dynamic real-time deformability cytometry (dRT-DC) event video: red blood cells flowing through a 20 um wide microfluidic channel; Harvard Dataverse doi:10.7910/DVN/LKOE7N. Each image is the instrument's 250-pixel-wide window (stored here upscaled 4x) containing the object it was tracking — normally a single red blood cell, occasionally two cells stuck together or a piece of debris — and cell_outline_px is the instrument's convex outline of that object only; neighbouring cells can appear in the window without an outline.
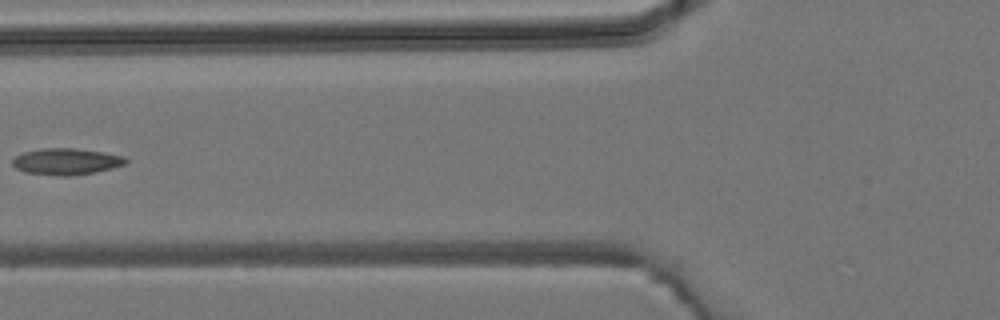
{"species": "common noctule bat (a hibernating species)", "species_latin": "Nyctalus noctula", "temperature_condition": "room temperature", "stored_images_in_passage": 5, "camera_frame_rate_fps": 3000, "um_per_image_px": 0.085, "animal": {"sex": "male", "body_mass_g": 19.2, "forearm_length_mm": 51.8}, "frame": {"image": 1, "passage_image": 5, "time_ms": 5.0, "image_size_px": [1000, 320], "cell_outline_px": [[128, 160], [124, 164], [112, 168], [96, 172], [72, 176], [60, 176], [24, 172], [16, 168], [12, 164], [12, 160], [16, 156], [24, 152], [40, 148], [72, 148], [104, 152], [124, 156]], "centroid_in_image_um": [5.63, 13.73], "position_along_channel_um": 120.2, "area_um2": 17.51}}